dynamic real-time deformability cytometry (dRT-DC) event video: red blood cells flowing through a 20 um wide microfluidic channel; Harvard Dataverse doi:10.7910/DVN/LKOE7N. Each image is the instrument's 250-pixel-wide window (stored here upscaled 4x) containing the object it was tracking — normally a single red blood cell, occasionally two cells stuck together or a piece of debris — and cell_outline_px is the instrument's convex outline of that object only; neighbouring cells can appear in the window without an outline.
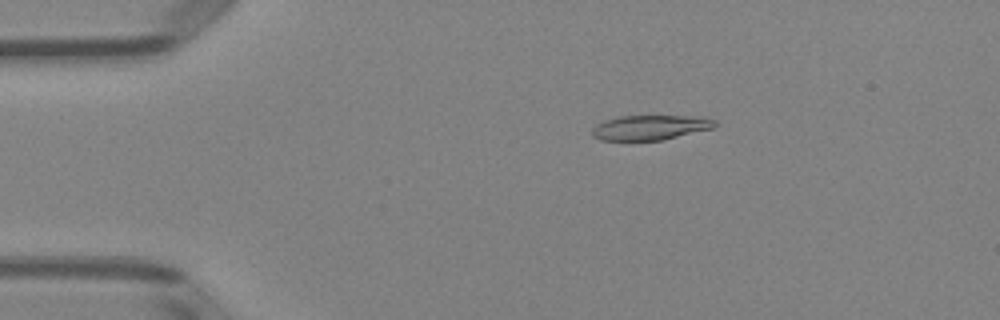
{"species": "Egyptian fruit bat (a non-hibernating species)", "species_latin": "Rousettus aegyptiacus", "temperature_condition": "room temperature", "stored_images_in_passage": 6, "camera_frame_rate_fps": 3000, "um_per_image_px": 0.085, "animal": {"sex": "female"}, "frame": {"image": 1, "passage_image": 3, "time_ms": 2.333, "image_size_px": [1000, 320], "cell_outline_px": [[716, 124], [712, 128], [660, 140], [600, 140], [592, 136], [592, 128], [596, 124], [604, 120], [620, 116], [704, 116], [716, 120]], "centroid_in_image_um": [55.24, 10.82], "position_along_channel_um": 29.8, "area_um2": 17.69}}
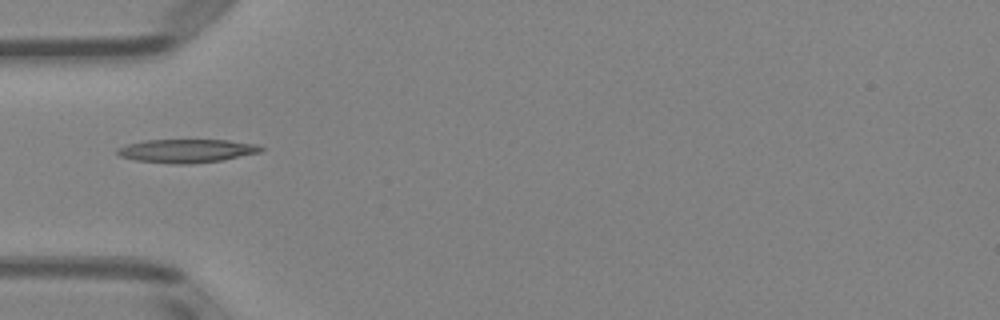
{"frame": {"image": 2, "passage_image": 5, "time_ms": 4.667, "image_size_px": [1000, 320], "cell_outline_px": [[264, 148], [260, 152], [224, 160], [188, 164], [172, 164], [136, 160], [120, 156], [116, 152], [116, 148], [128, 144], [144, 140], [228, 140], [260, 144]], "centroid_in_image_um": [15.89, 12.82], "position_along_channel_um": 69.1, "area_um2": 19.77}}
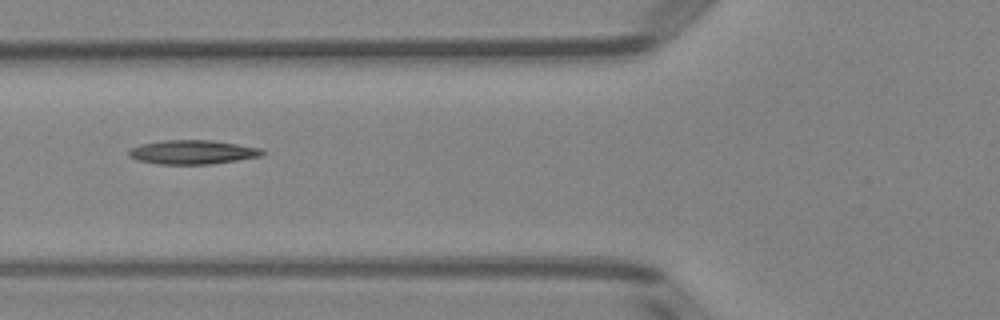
{"frame": {"image": 3, "passage_image": 6, "time_ms": 5.667, "image_size_px": [1000, 320], "cell_outline_px": [[264, 152], [260, 156], [212, 164], [160, 164], [136, 160], [128, 156], [128, 152], [132, 148], [140, 144], [164, 140], [212, 140], [260, 148]], "centroid_in_image_um": [16.32, 12.93], "position_along_channel_um": 109.5, "area_um2": 18.55}}